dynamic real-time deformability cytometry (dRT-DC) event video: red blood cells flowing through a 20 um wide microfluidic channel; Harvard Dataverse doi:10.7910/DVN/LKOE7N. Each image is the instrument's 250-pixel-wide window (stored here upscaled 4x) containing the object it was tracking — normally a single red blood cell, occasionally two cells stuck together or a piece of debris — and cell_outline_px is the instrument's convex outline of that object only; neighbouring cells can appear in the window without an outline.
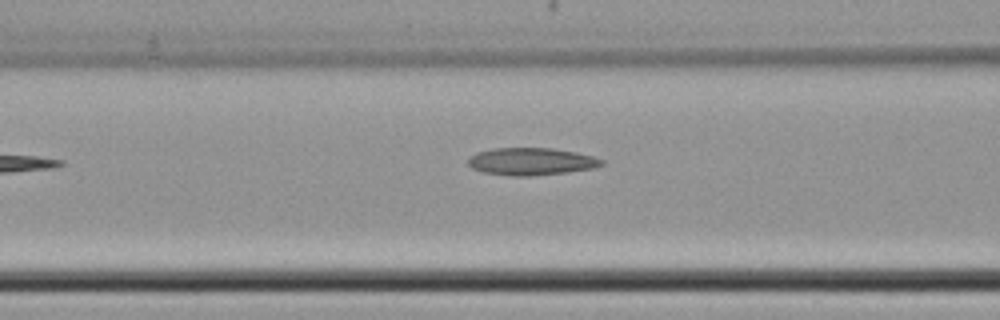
{"species": "common noctule bat (a hibernating species)", "species_latin": "Nyctalus noctula", "temperature_condition": "cold", "stored_images_in_passage": 4, "camera_frame_rate_fps": 3000, "um_per_image_px": 0.085, "animal": {"sex": "female", "body_mass_g": 22.7, "forearm_length_mm": 54.2}, "frame": {"image": 1, "passage_image": 4, "time_ms": 3.667, "image_size_px": [1000, 320], "cell_outline_px": [[604, 164], [596, 168], [568, 172], [528, 176], [512, 176], [484, 172], [472, 168], [468, 164], [468, 156], [476, 152], [492, 148], [552, 148], [576, 152], [592, 156], [604, 160]], "centroid_in_image_um": [45.15, 13.72], "position_along_channel_um": 121.4, "area_um2": 21.44}}